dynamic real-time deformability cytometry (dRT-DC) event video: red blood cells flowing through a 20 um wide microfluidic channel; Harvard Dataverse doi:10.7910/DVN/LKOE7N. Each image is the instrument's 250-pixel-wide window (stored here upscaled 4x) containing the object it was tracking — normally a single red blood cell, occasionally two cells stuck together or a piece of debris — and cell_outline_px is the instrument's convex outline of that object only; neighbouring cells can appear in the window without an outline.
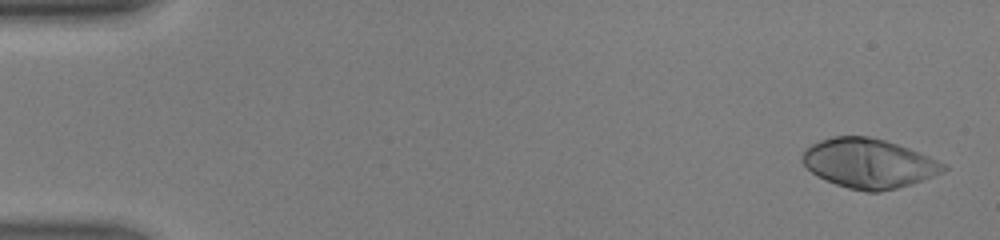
{"species": "human", "species_latin": "Homo sapiens", "temperature_condition": "warm", "stored_images_in_passage": 47, "camera_frame_rate_fps": 3000, "um_per_image_px": 0.085, "donor": {"sex": "male"}, "frame": {"image": 1, "passage_image": 2, "time_ms": 0.333, "image_size_px": [1000, 240], "cell_outline_px": [[948, 168], [932, 176], [912, 184], [880, 192], [868, 192], [848, 188], [824, 180], [816, 176], [800, 160], [800, 156], [812, 144], [820, 140], [832, 136], [868, 136], [884, 140], [908, 148], [948, 164]], "centroid_in_image_um": [73.82, 13.89], "position_along_channel_um": 11.2, "area_um2": 40.52}}
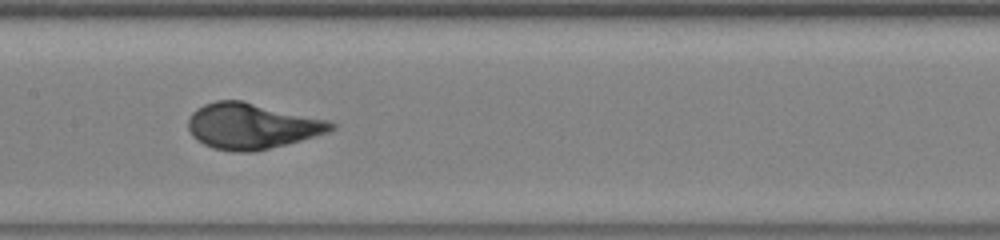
{"frame": {"image": 2, "passage_image": 24, "time_ms": 7.667, "image_size_px": [1000, 240], "cell_outline_px": [[336, 128], [328, 132], [300, 140], [252, 152], [236, 152], [212, 148], [196, 140], [192, 136], [188, 128], [188, 120], [192, 112], [196, 108], [204, 104], [216, 100], [244, 100], [328, 120], [336, 124]], "centroid_in_image_um": [21.37, 10.7], "position_along_channel_um": 186.0, "area_um2": 38.15}}
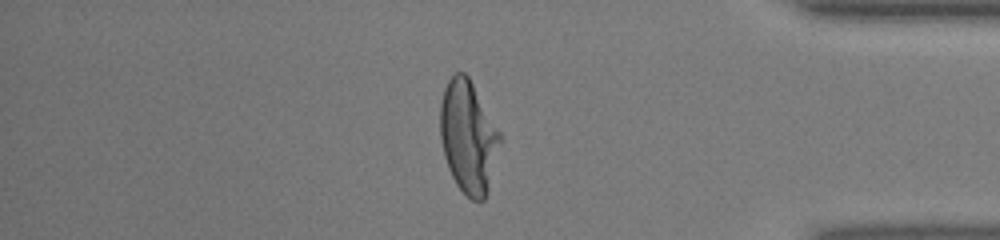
{"frame": {"image": 3, "passage_image": 40, "time_ms": 13.0, "image_size_px": [1000, 240], "cell_outline_px": [[504, 136], [488, 188], [484, 200], [472, 200], [456, 184], [448, 168], [444, 156], [440, 140], [440, 100], [444, 88], [448, 80], [456, 72], [464, 72], [468, 76]], "centroid_in_image_um": [39.82, 11.61], "position_along_channel_um": 395.4, "area_um2": 39.59}, "authors_computed_cell_mechanics": {"area_um2": 38.2058, "velocity_mm_per_s": 4.4156, "shape_relaxation_time_tau1_ms": 3.2456, "shape_relaxation_time_tau2_ms": null, "deformation_change_tau1": 0.2455, "deformation_change_tau2": null}}